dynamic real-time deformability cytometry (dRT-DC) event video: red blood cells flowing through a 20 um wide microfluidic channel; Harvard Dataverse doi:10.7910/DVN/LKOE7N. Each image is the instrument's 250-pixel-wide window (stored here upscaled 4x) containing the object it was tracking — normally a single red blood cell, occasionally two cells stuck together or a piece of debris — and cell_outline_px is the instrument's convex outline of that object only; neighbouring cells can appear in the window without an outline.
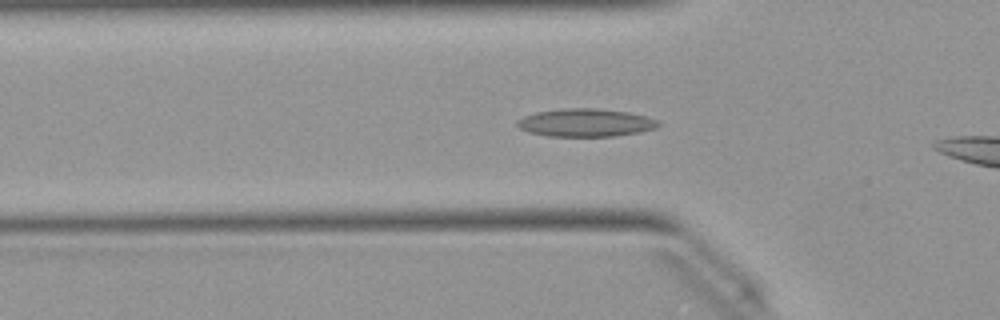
{"species": "Egyptian fruit bat (a non-hibernating species)", "species_latin": "Rousettus aegyptiacus", "temperature_condition": "warm", "stored_images_in_passage": 30, "camera_frame_rate_fps": 3000, "um_per_image_px": 0.085, "animal": {"sex": "female"}, "frame": {"image": 1, "passage_image": 6, "time_ms": 1.667, "image_size_px": [1000, 320], "cell_outline_px": [[660, 124], [656, 128], [640, 132], [612, 136], [548, 136], [528, 132], [520, 128], [516, 124], [516, 120], [524, 116], [536, 112], [564, 108], [600, 108], [628, 112], [660, 120]], "centroid_in_image_um": [49.78, 10.42], "position_along_channel_um": 76.0, "area_um2": 23.06}}
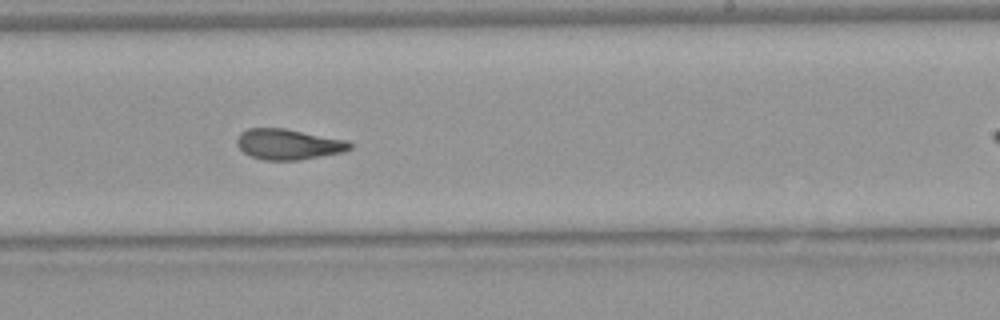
{"frame": {"image": 2, "passage_image": 20, "time_ms": 6.333, "image_size_px": [1000, 320], "cell_outline_px": [[352, 148], [344, 152], [300, 160], [264, 160], [252, 156], [244, 152], [236, 144], [236, 140], [240, 132], [248, 128], [284, 128], [348, 140], [352, 144]], "centroid_in_image_um": [24.53, 12.26], "position_along_channel_um": 264.5, "area_um2": 20.23}}
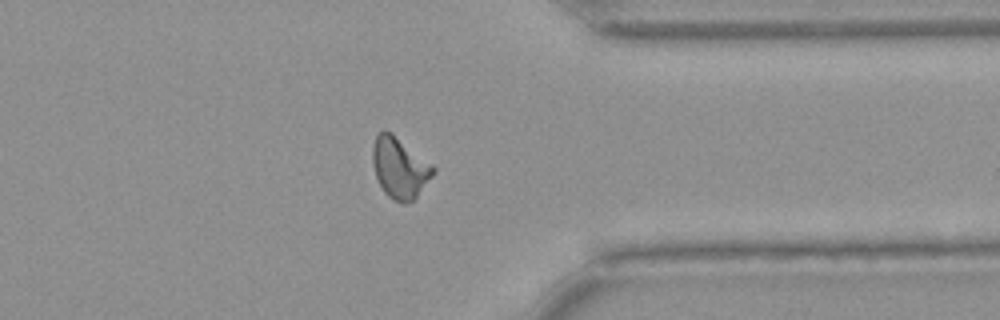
{"frame": {"image": 3, "passage_image": 29, "time_ms": 9.333, "image_size_px": [1000, 320], "cell_outline_px": [[436, 172], [416, 196], [412, 200], [404, 204], [388, 196], [384, 192], [376, 176], [372, 164], [372, 144], [376, 136], [384, 128], [392, 132], [432, 164], [436, 168]], "centroid_in_image_um": [33.96, 14.22], "position_along_channel_um": 377.4, "area_um2": 21.5}}